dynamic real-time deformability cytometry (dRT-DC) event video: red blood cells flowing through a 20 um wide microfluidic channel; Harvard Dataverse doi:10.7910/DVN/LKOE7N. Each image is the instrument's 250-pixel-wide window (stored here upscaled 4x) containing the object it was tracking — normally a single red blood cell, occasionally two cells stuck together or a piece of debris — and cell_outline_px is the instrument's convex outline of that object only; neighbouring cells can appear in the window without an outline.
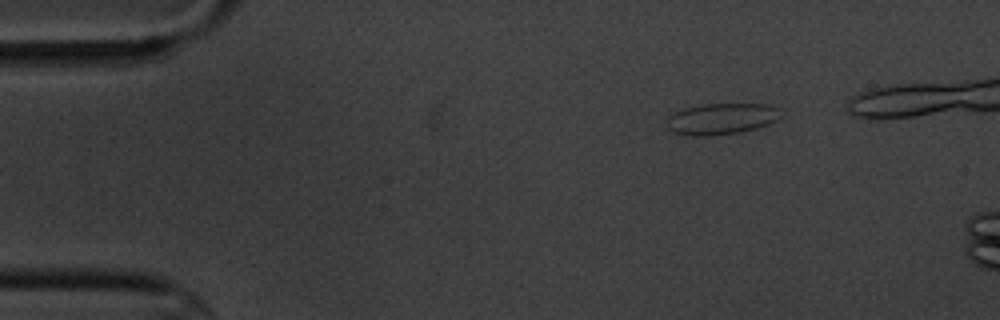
{"species": "common noctule bat (a hibernating species)", "species_latin": "Nyctalus noctula", "temperature_condition": "cold", "stored_images_in_passage": 3, "camera_frame_rate_fps": 3000, "um_per_image_px": 0.085, "animal": {"sex": "male", "body_mass_g": 20.1, "forearm_length_mm": 53.5}, "frame": {"image": 1, "passage_image": 3, "time_ms": 2.333, "image_size_px": [1000, 320], "cell_outline_px": [[780, 120], [756, 128], [740, 132], [708, 136], [692, 136], [672, 132], [668, 128], [668, 116], [672, 112], [684, 108], [704, 104], [768, 104], [780, 108]], "centroid_in_image_um": [61.33, 10.09], "position_along_channel_um": 23.7, "area_um2": 20.92}}